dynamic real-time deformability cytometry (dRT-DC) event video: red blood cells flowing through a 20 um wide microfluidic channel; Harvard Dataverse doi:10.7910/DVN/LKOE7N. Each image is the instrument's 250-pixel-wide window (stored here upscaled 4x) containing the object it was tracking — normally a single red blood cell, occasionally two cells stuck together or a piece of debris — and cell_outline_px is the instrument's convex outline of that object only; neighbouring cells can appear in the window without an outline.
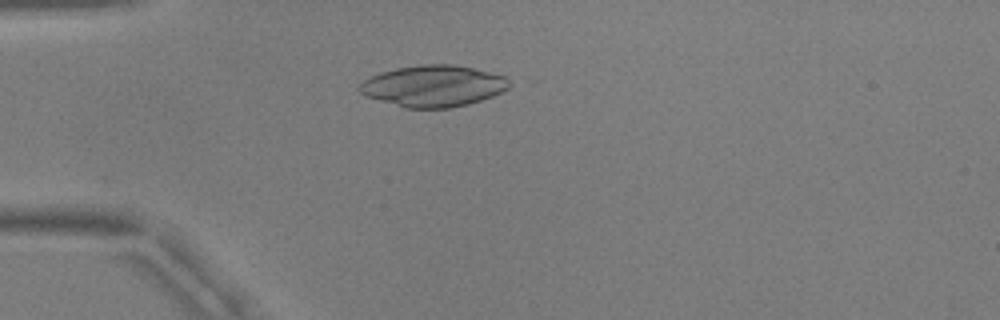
{"species": "common noctule bat (a hibernating species)", "species_latin": "Nyctalus noctula", "temperature_condition": "warm", "stored_images_in_passage": 24, "camera_frame_rate_fps": 3000, "um_per_image_px": 0.085, "animal": {"sex": "male", "body_mass_g": 17.9, "forearm_length_mm": 54.2}, "frame": {"image": 1, "passage_image": 5, "time_ms": 1.333, "image_size_px": [1000, 320], "cell_outline_px": [[512, 84], [508, 88], [492, 96], [468, 104], [452, 108], [404, 108], [364, 96], [356, 88], [364, 80], [380, 72], [396, 68], [420, 64], [452, 64], [472, 68], [508, 76]], "centroid_in_image_um": [36.82, 7.31], "position_along_channel_um": 48.2, "area_um2": 36.41}}
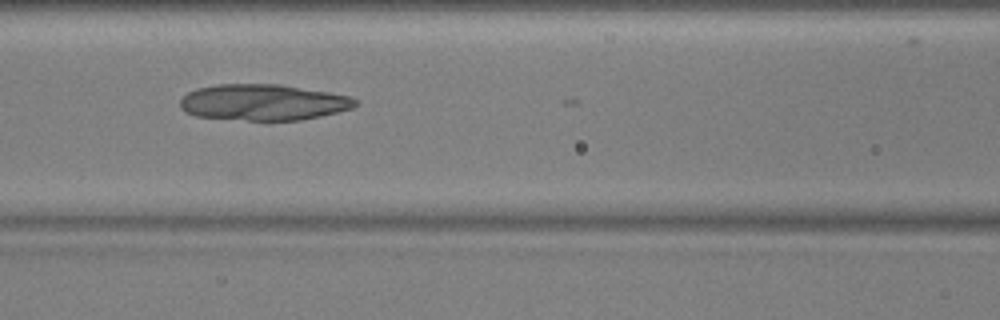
{"frame": {"image": 2, "passage_image": 14, "time_ms": 4.333, "image_size_px": [1000, 320], "cell_outline_px": [[360, 104], [352, 108], [320, 116], [300, 120], [248, 120], [196, 116], [180, 108], [180, 100], [188, 92], [196, 88], [216, 84], [280, 84], [328, 92], [348, 96], [356, 100]], "centroid_in_image_um": [22.36, 8.69], "position_along_channel_um": 144.2, "area_um2": 36.7}}
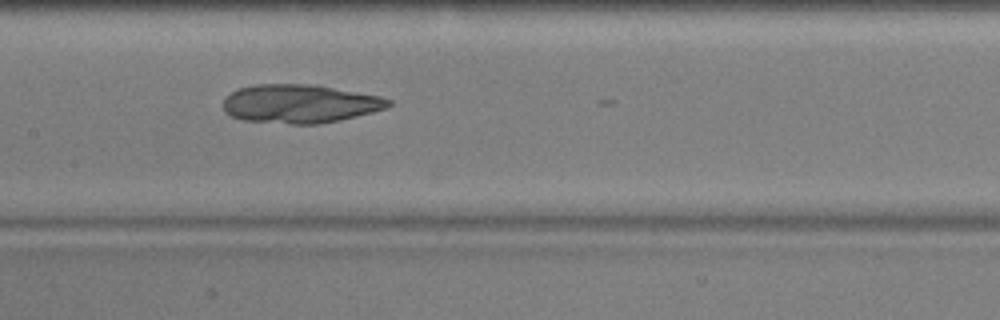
{"frame": {"image": 3, "passage_image": 17, "time_ms": 5.333, "image_size_px": [1000, 320], "cell_outline_px": [[392, 104], [388, 108], [340, 120], [320, 124], [292, 124], [244, 120], [232, 116], [224, 112], [224, 96], [236, 88], [256, 84], [308, 84], [380, 96], [392, 100]], "centroid_in_image_um": [25.46, 8.82], "position_along_channel_um": 181.9, "area_um2": 37.17}}